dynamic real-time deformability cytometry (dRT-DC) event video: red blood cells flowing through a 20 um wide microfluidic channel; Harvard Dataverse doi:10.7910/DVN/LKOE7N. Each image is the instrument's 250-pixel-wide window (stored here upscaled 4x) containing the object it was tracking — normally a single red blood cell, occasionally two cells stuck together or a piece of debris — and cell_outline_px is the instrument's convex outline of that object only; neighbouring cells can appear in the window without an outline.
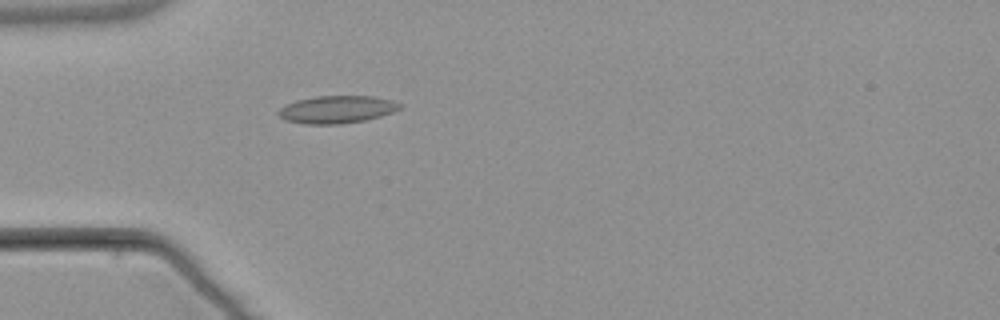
{"species": "common noctule bat (a hibernating species)", "species_latin": "Nyctalus noctula", "temperature_condition": "warm", "stored_images_in_passage": 3, "camera_frame_rate_fps": 3000, "um_per_image_px": 0.085, "animal": {"sex": "male", "body_mass_g": 21.5, "forearm_length_mm": 52.0}, "frame": {"image": 1, "passage_image": 3, "time_ms": 3.333, "image_size_px": [1000, 320], "cell_outline_px": [[400, 108], [392, 112], [380, 116], [364, 120], [340, 124], [304, 124], [284, 120], [276, 112], [284, 104], [296, 100], [316, 96], [372, 96], [392, 100], [400, 104]], "centroid_in_image_um": [28.57, 9.3], "position_along_channel_um": 56.4, "area_um2": 19.48}}